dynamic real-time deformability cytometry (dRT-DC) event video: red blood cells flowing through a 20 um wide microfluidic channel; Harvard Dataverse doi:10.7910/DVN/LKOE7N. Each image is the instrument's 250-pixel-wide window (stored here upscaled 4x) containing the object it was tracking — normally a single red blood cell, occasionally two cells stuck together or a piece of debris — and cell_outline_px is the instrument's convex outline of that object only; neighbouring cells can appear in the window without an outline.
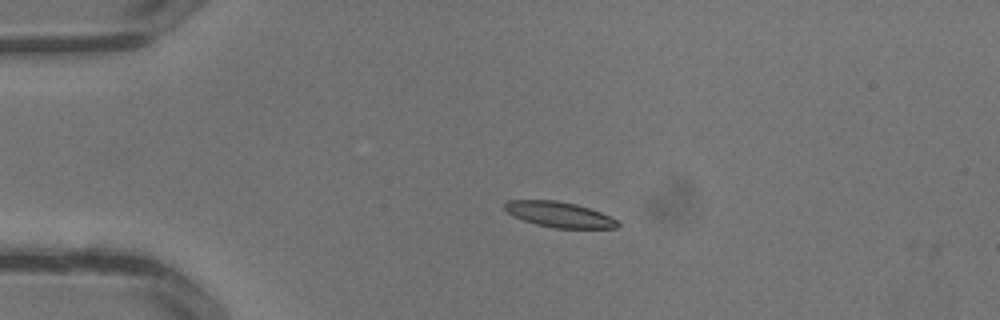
{"species": "common noctule bat (a hibernating species)", "species_latin": "Nyctalus noctula", "temperature_condition": "warm", "stored_images_in_passage": 2, "camera_frame_rate_fps": 3000, "um_per_image_px": 0.085, "animal": {"sex": "male", "body_mass_g": 13.3}, "frame": {"image": 1, "passage_image": 1, "time_ms": 0.0, "image_size_px": [1000, 320], "cell_outline_px": [[620, 224], [616, 228], [556, 228], [536, 224], [524, 220], [508, 212], [504, 208], [504, 204], [508, 200], [556, 200], [576, 204], [600, 212], [616, 220]], "centroid_in_image_um": [47.53, 18.23], "position_along_channel_um": 37.5, "area_um2": 16.47}}